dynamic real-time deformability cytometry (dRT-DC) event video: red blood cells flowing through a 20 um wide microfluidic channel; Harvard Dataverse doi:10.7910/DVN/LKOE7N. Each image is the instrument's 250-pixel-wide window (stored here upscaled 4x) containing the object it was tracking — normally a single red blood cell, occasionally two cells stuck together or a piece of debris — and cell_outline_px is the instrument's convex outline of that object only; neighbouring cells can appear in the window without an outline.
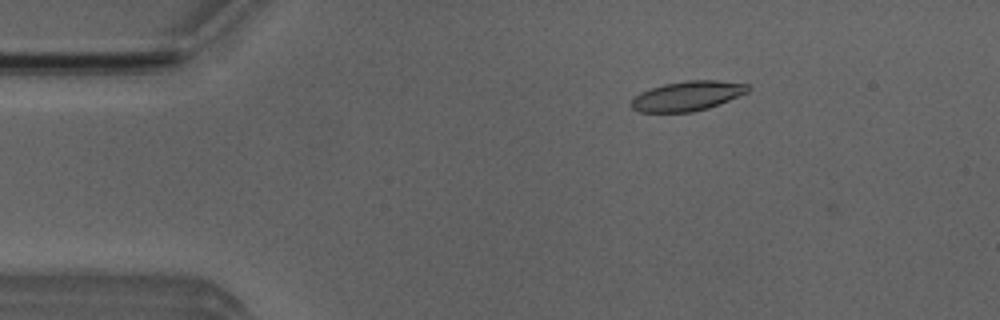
{"species": "Egyptian fruit bat (a non-hibernating species)", "species_latin": "Rousettus aegyptiacus", "temperature_condition": "room temperature", "stored_images_in_passage": 10, "camera_frame_rate_fps": 3000, "um_per_image_px": 0.085, "animal": {"sex": "male"}, "frame": {"image": 1, "passage_image": 9, "time_ms": 2.667, "image_size_px": [1000, 320], "cell_outline_px": [[752, 88], [748, 92], [708, 108], [692, 112], [640, 112], [632, 108], [628, 104], [640, 92], [664, 84], [684, 80], [716, 80], [748, 84]], "centroid_in_image_um": [58.42, 8.15], "position_along_channel_um": 26.6, "area_um2": 20.17}}